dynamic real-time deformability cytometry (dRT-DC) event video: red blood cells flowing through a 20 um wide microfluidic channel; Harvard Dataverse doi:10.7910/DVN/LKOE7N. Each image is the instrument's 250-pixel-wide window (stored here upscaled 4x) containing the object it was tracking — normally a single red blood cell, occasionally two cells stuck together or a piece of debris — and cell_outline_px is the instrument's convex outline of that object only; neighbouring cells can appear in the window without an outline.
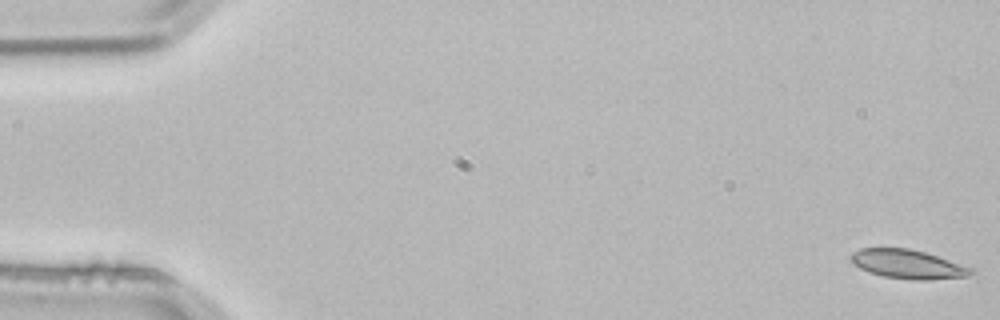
{"species": "common noctule bat (a hibernating species)", "species_latin": "Nyctalus noctula", "temperature_condition": "room temperature", "stored_images_in_passage": 4, "camera_frame_rate_fps": 3000, "um_per_image_px": 0.085, "animal": {"sex": "male", "body_mass_g": 21.5, "forearm_length_mm": 52.0}, "frame": {"image": 1, "passage_image": 1, "time_ms": 0.0, "image_size_px": [1000, 320], "cell_outline_px": [[976, 272], [968, 276], [928, 280], [912, 280], [880, 276], [868, 272], [852, 264], [848, 256], [852, 252], [860, 248], [908, 248], [924, 252], [972, 268]], "centroid_in_image_um": [77.1, 22.46], "position_along_channel_um": 7.9, "area_um2": 20.4}}